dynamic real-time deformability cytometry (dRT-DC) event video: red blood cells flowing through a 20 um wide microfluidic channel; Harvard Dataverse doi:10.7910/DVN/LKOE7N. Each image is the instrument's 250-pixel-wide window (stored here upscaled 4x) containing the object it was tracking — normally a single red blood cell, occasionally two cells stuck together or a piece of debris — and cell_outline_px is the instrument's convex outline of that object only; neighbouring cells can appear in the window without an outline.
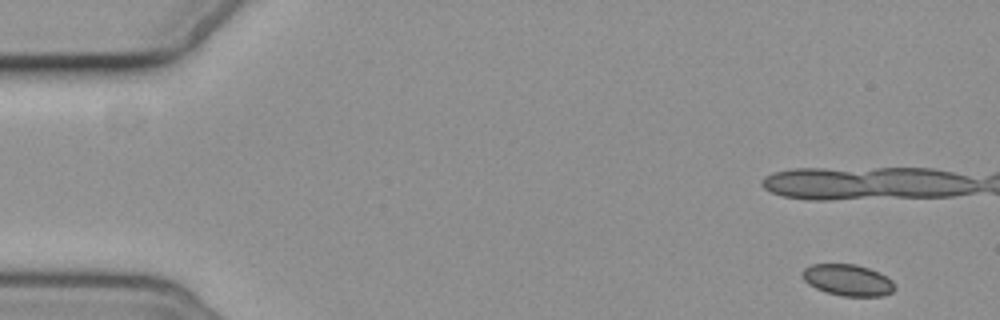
{"species": "common noctule bat (a hibernating species)", "species_latin": "Nyctalus noctula", "temperature_condition": "cold", "stored_images_in_passage": 6, "camera_frame_rate_fps": 3000, "um_per_image_px": 0.085, "animal": {"sex": "female", "body_mass_g": 19.3, "forearm_length_mm": 54.1}, "frame": {"image": 1, "passage_image": 1, "time_ms": 0.0, "image_size_px": [1000, 320], "cell_outline_px": [[896, 288], [892, 292], [884, 296], [840, 296], [824, 292], [808, 284], [804, 280], [800, 272], [804, 268], [812, 264], [856, 264], [880, 272], [892, 280], [896, 284]], "centroid_in_image_um": [72.07, 23.81], "position_along_channel_um": 12.9, "area_um2": 17.22}}